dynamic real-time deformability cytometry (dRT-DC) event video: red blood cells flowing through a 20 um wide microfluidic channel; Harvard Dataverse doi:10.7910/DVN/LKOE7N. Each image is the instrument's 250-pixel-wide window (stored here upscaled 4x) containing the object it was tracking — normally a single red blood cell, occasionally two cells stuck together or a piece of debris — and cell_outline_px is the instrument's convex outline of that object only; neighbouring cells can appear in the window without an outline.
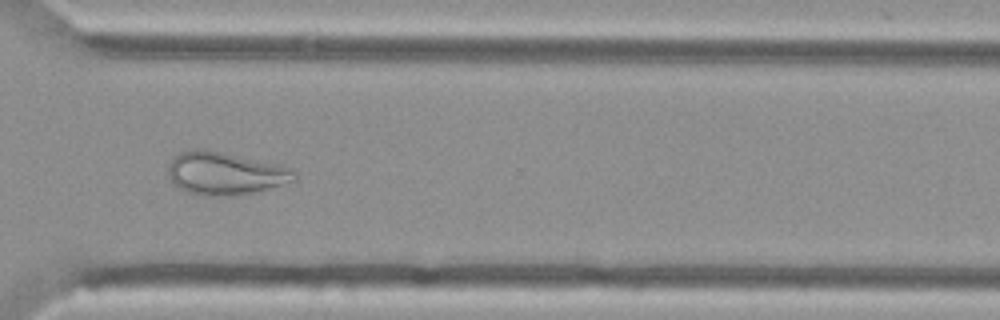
{"species": "Egyptian fruit bat (a non-hibernating species)", "species_latin": "Rousettus aegyptiacus", "temperature_condition": "cold", "stored_images_in_passage": 55, "camera_frame_rate_fps": 3000, "um_per_image_px": 0.085, "animal": {"sex": "female"}, "frame": {"image": 1, "passage_image": 41, "time_ms": 13.333, "image_size_px": [1000, 320], "cell_outline_px": [[296, 180], [256, 192], [232, 196], [204, 196], [188, 192], [172, 184], [168, 176], [168, 168], [172, 156], [180, 152], [192, 148], [208, 148], [284, 164], [296, 176]], "centroid_in_image_um": [19.11, 14.71], "position_along_channel_um": 351.5, "area_um2": 32.31}}
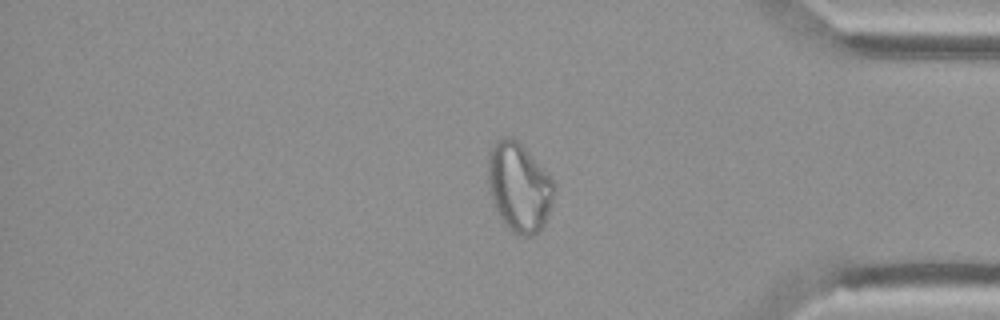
{"frame": {"image": 2, "passage_image": 46, "time_ms": 15.0, "image_size_px": [1000, 320], "cell_outline_px": [[556, 184], [552, 200], [544, 224], [532, 236], [520, 236], [512, 232], [508, 228], [496, 212], [492, 200], [488, 184], [488, 156], [492, 144], [496, 140], [504, 136], [512, 136], [524, 148]], "centroid_in_image_um": [44.08, 15.91], "position_along_channel_um": 391.1, "area_um2": 33.99}}